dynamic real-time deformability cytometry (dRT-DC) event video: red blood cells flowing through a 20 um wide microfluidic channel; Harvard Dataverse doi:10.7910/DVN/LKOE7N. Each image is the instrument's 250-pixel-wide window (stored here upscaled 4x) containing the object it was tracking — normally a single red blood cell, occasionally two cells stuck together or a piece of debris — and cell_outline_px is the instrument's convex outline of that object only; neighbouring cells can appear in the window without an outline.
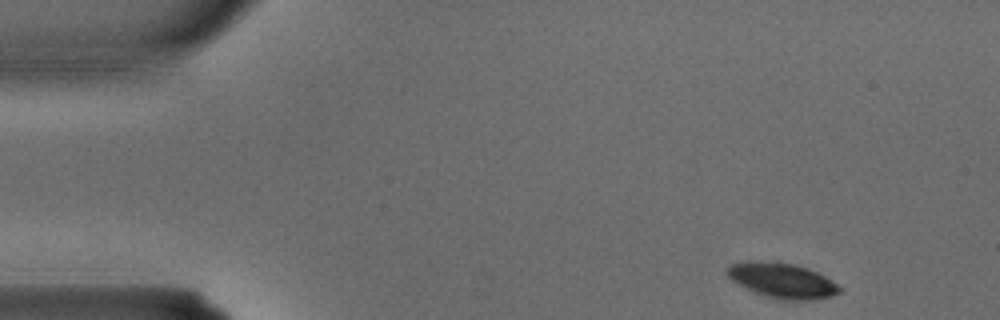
{"species": "common noctule bat (a hibernating species)", "species_latin": "Nyctalus noctula", "temperature_condition": "warm", "stored_images_in_passage": 3, "camera_frame_rate_fps": 3000, "um_per_image_px": 0.085, "animal": {"sex": "male", "body_mass_g": 15.6}, "frame": {"image": 1, "passage_image": 1, "time_ms": 0.0, "image_size_px": [1000, 320], "cell_outline_px": [[844, 288], [840, 292], [832, 296], [812, 300], [784, 300], [764, 296], [732, 280], [728, 276], [728, 268], [732, 264], [748, 260], [776, 260], [808, 268], [824, 276]], "centroid_in_image_um": [66.52, 23.83], "position_along_channel_um": 18.5, "area_um2": 23.0}}
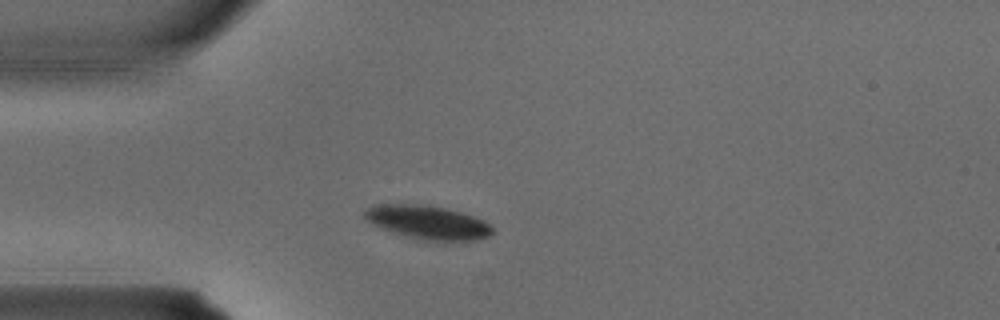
{"frame": {"image": 2, "passage_image": 3, "time_ms": 0.667, "image_size_px": [1000, 320], "cell_outline_px": [[492, 232], [488, 236], [472, 240], [416, 240], [380, 228], [364, 220], [364, 208], [376, 204], [428, 204], [460, 212], [484, 220], [492, 228]], "centroid_in_image_um": [36.26, 18.88], "position_along_channel_um": 48.7, "area_um2": 25.14}}